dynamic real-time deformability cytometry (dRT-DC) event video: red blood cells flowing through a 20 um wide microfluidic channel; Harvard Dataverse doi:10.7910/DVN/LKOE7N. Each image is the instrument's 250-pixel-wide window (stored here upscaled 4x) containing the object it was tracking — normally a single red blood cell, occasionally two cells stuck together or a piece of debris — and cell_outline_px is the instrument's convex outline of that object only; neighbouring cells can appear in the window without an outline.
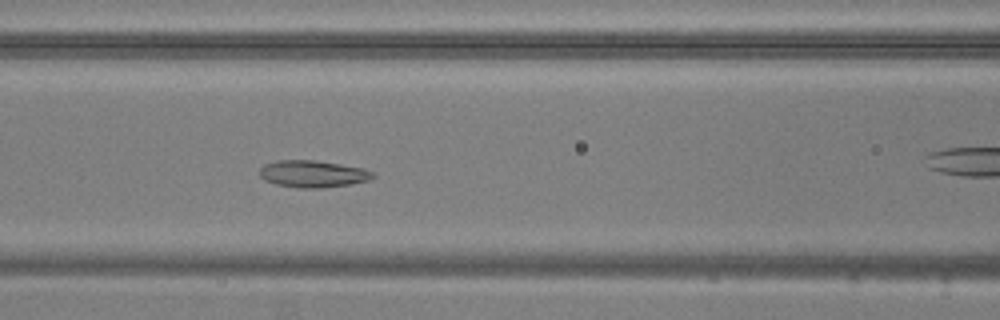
{"species": "common noctule bat (a hibernating species)", "species_latin": "Nyctalus noctula", "temperature_condition": "warm", "stored_images_in_passage": 54, "camera_frame_rate_fps": 3000, "um_per_image_px": 0.085, "animal": {"sex": "male", "body_mass_g": 20.5, "forearm_length_mm": 52.5}, "frame": {"image": 1, "passage_image": 22, "time_ms": 7.0, "image_size_px": [1000, 320], "cell_outline_px": [[376, 176], [368, 180], [348, 184], [320, 188], [300, 188], [276, 184], [264, 180], [260, 176], [260, 168], [264, 164], [276, 160], [316, 160], [364, 168], [372, 172]], "centroid_in_image_um": [26.57, 14.77], "position_along_channel_um": 140.0, "area_um2": 17.74}}
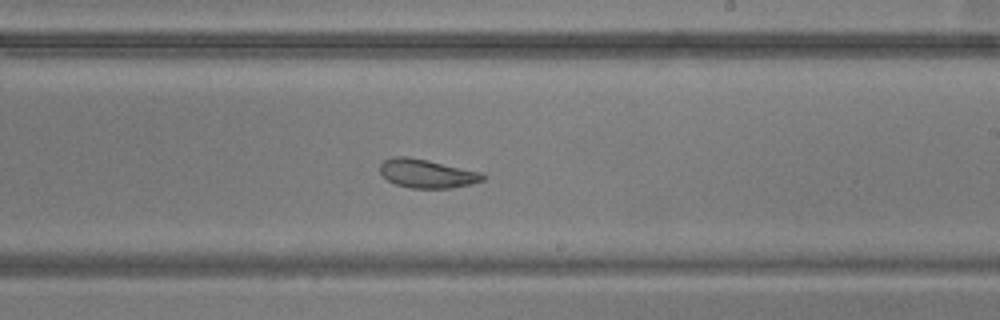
{"frame": {"image": 2, "passage_image": 31, "time_ms": 10.0, "image_size_px": [1000, 320], "cell_outline_px": [[488, 176], [484, 180], [472, 184], [452, 188], [412, 188], [396, 184], [388, 180], [380, 172], [380, 164], [384, 160], [392, 156], [408, 156], [428, 160], [480, 172]], "centroid_in_image_um": [36.3, 14.75], "position_along_channel_um": 252.7, "area_um2": 17.22}}
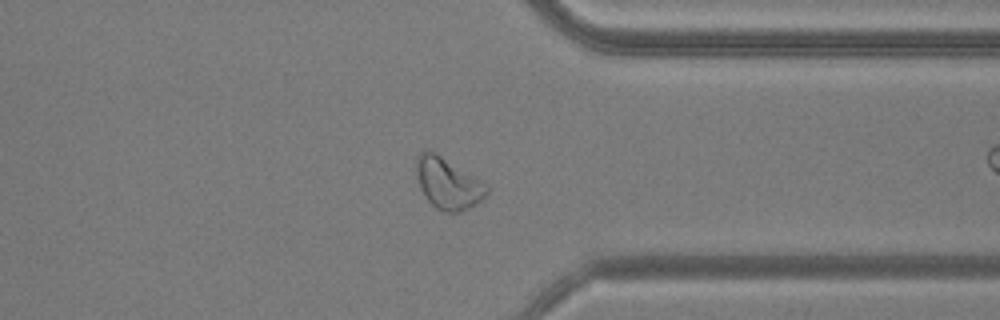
{"frame": {"image": 3, "passage_image": 41, "time_ms": 13.333, "image_size_px": [1000, 320], "cell_outline_px": [[488, 192], [476, 204], [460, 212], [444, 212], [436, 208], [424, 196], [420, 188], [416, 176], [416, 156], [420, 152], [436, 152], [488, 184]], "centroid_in_image_um": [38.07, 15.59], "position_along_channel_um": 373.3, "area_um2": 21.04}, "authors_computed_cell_mechanics": {"area_um2": 21.9062, "velocity_mm_per_s": 3.7621, "shape_relaxation_time_tau1_ms": null, "shape_relaxation_time_tau2_ms": 2.5881, "deformation_change_tau1": null, "deformation_change_tau2": 0.0901}}